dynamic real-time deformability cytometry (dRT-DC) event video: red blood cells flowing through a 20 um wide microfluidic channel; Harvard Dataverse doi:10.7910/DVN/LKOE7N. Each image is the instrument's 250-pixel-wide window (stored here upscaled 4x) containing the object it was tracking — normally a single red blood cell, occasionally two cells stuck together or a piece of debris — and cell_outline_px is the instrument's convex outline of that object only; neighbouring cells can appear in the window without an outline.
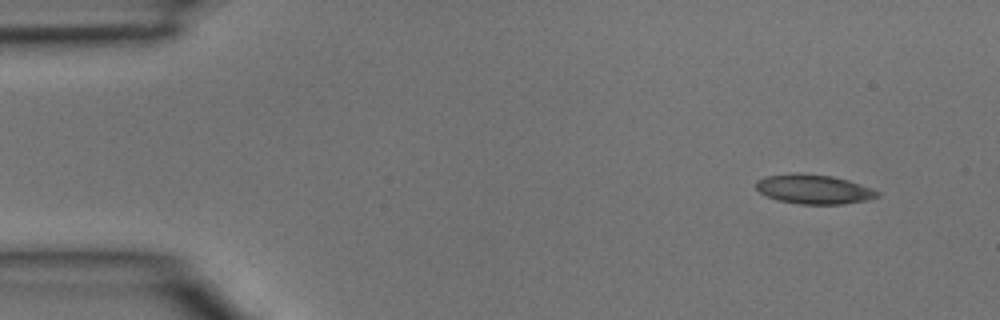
{"species": "common noctule bat (a hibernating species)", "species_latin": "Nyctalus noctula", "temperature_condition": "room temperature", "stored_images_in_passage": 2, "camera_frame_rate_fps": 3000, "um_per_image_px": 0.085, "animal": {"sex": "male", "body_mass_g": 15.6}, "frame": {"image": 1, "passage_image": 2, "time_ms": 0.333, "image_size_px": [1000, 320], "cell_outline_px": [[880, 196], [864, 200], [844, 204], [800, 204], [776, 200], [760, 192], [756, 188], [756, 180], [764, 176], [796, 172], [800, 172], [832, 176], [848, 180], [872, 188], [880, 192]], "centroid_in_image_um": [69.15, 16.07], "position_along_channel_um": 15.9, "area_um2": 20.92}}